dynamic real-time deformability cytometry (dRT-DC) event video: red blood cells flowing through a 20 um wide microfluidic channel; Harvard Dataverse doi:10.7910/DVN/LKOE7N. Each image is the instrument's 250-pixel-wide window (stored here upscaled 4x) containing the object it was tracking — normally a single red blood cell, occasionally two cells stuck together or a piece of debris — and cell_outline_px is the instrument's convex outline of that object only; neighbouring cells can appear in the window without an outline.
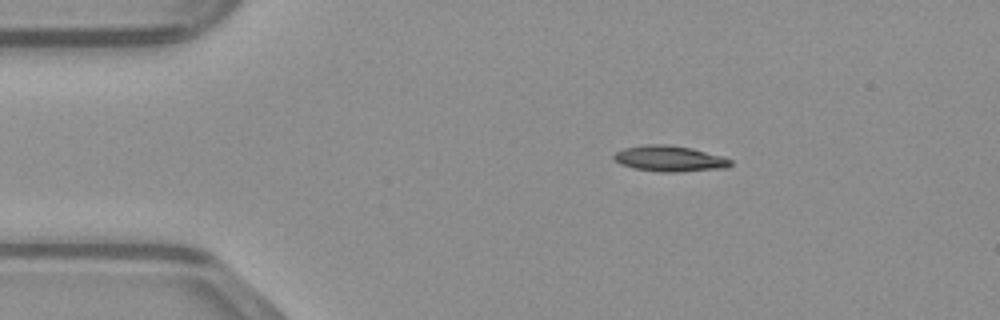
{"species": "common noctule bat (a hibernating species)", "species_latin": "Nyctalus noctula", "temperature_condition": "warm", "stored_images_in_passage": 48, "camera_frame_rate_fps": 3000, "um_per_image_px": 0.085, "animal": {"sex": "male", "body_mass_g": 23.1, "forearm_length_mm": 52.7}, "frame": {"image": 1, "passage_image": 8, "time_ms": 2.333, "image_size_px": [1000, 320], "cell_outline_px": [[732, 164], [728, 168], [676, 172], [660, 172], [632, 168], [620, 164], [612, 156], [616, 152], [624, 148], [644, 144], [668, 144], [692, 148], [724, 156], [732, 160]], "centroid_in_image_um": [56.94, 13.48], "position_along_channel_um": 28.1, "area_um2": 17.8}}
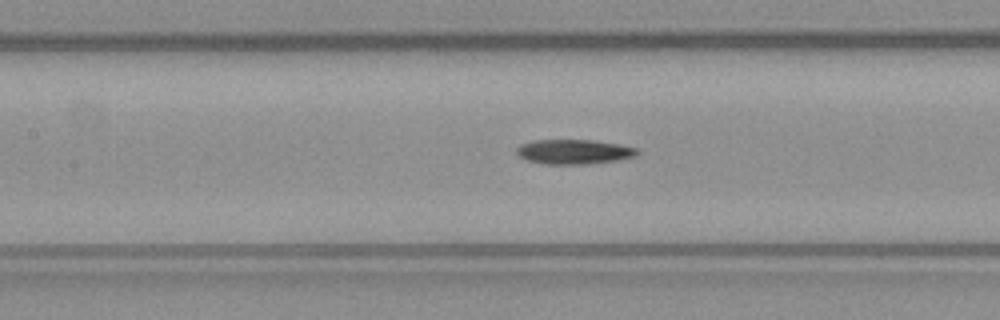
{"frame": {"image": 2, "passage_image": 21, "time_ms": 6.667, "image_size_px": [1000, 320], "cell_outline_px": [[640, 152], [632, 156], [616, 160], [588, 164], [544, 164], [528, 160], [520, 156], [516, 152], [516, 148], [520, 144], [532, 140], [592, 140], [620, 144], [636, 148]], "centroid_in_image_um": [48.75, 12.89], "position_along_channel_um": 158.7, "area_um2": 17.22}}
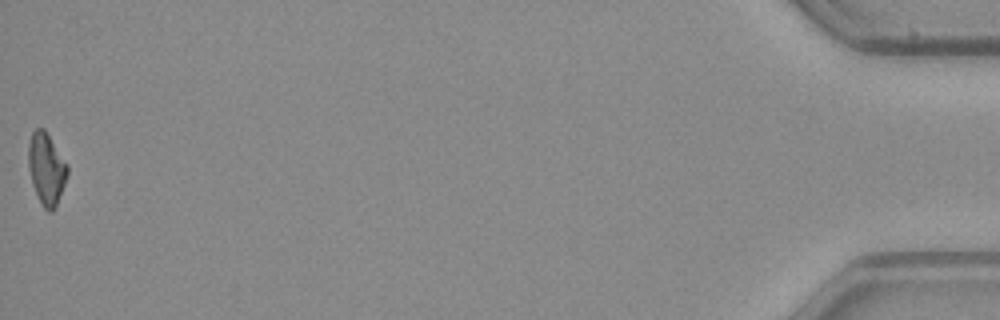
{"frame": {"image": 3, "passage_image": 48, "time_ms": 15.667, "image_size_px": [1000, 320], "cell_outline_px": [[68, 176], [56, 204], [52, 212], [48, 212], [44, 208], [32, 184], [28, 168], [28, 144], [32, 132], [36, 128], [44, 128], [68, 164]], "centroid_in_image_um": [3.94, 14.31], "position_along_channel_um": 431.3, "area_um2": 16.3}}